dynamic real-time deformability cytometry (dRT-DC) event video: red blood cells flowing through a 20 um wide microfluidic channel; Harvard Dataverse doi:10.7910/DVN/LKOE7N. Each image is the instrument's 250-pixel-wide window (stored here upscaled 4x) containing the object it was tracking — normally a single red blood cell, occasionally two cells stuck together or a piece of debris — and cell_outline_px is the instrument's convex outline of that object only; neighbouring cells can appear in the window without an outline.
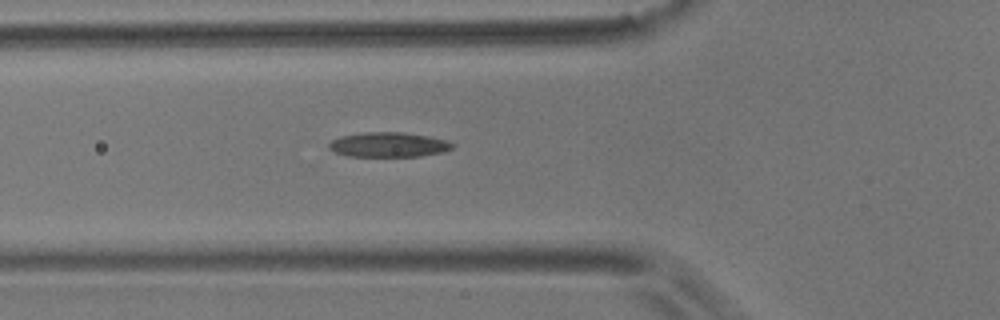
{"species": "common noctule bat (a hibernating species)", "species_latin": "Nyctalus noctula", "temperature_condition": "room temperature", "stored_images_in_passage": 2, "camera_frame_rate_fps": 3000, "um_per_image_px": 0.085, "animal": {"sex": "male", "body_mass_g": 17.9}, "frame": {"image": 1, "passage_image": 2, "time_ms": 0.333, "image_size_px": [1000, 320], "cell_outline_px": [[456, 144], [452, 148], [444, 152], [420, 156], [348, 156], [336, 152], [328, 148], [328, 144], [332, 140], [340, 136], [364, 132], [404, 132], [428, 136], [444, 140]], "centroid_in_image_um": [33.03, 12.29], "position_along_channel_um": 92.8, "area_um2": 17.8}}